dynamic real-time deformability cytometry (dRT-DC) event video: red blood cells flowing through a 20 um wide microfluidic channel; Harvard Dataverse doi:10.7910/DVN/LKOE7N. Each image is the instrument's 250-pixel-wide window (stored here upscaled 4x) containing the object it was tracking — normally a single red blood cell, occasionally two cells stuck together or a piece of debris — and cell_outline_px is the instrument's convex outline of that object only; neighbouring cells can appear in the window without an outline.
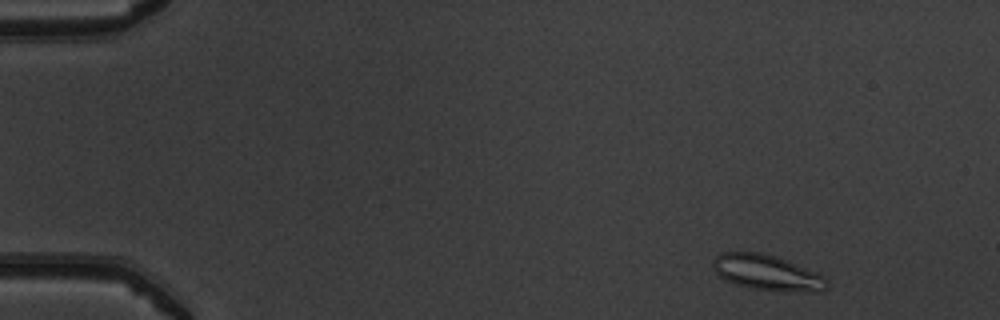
{"species": "common noctule bat (a hibernating species)", "species_latin": "Nyctalus noctula", "temperature_condition": "warm", "stored_images_in_passage": 5, "camera_frame_rate_fps": 3000, "um_per_image_px": 0.085, "animal": {"sex": "male", "body_mass_g": 19.5, "forearm_length_mm": 54.6}, "frame": {"image": 1, "passage_image": 1, "time_ms": 0.0, "image_size_px": [1000, 320], "cell_outline_px": [[828, 284], [824, 292], [804, 292], [752, 288], [736, 284], [720, 276], [712, 268], [712, 260], [720, 252], [760, 252], [776, 256], [816, 272], [824, 276], [828, 280]], "centroid_in_image_um": [65.22, 23.16], "position_along_channel_um": 19.8, "area_um2": 23.47}}